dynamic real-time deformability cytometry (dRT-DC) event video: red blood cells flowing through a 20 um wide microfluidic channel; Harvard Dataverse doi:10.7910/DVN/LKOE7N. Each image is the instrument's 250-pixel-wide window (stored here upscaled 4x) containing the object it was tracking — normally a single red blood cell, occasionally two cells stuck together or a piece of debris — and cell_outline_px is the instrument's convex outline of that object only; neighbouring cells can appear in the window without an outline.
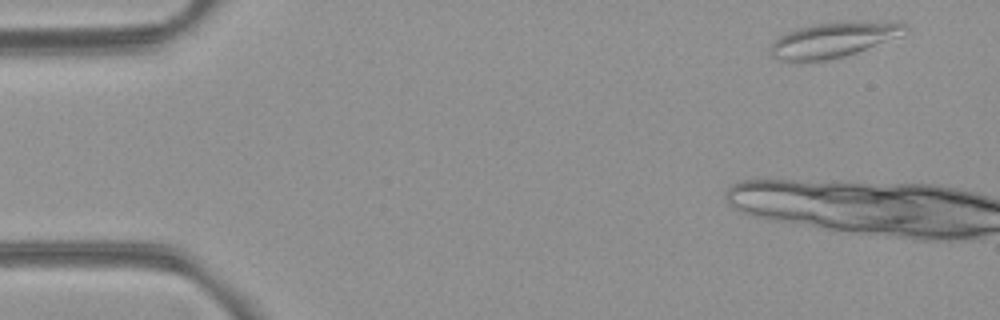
{"species": "common noctule bat (a hibernating species)", "species_latin": "Nyctalus noctula", "temperature_condition": "room temperature", "stored_images_in_passage": 7, "camera_frame_rate_fps": 3000, "um_per_image_px": 0.085, "animal": {"sex": "female", "body_mass_g": 21.9}, "frame": {"image": 1, "passage_image": 1, "time_ms": 0.0, "image_size_px": [1000, 320], "cell_outline_px": [[908, 32], [856, 52], [844, 56], [824, 60], [784, 60], [772, 56], [768, 52], [772, 44], [780, 36], [788, 32], [800, 28], [816, 24], [904, 24], [908, 28]], "centroid_in_image_um": [70.73, 3.44], "position_along_channel_um": 14.3, "area_um2": 25.49}}